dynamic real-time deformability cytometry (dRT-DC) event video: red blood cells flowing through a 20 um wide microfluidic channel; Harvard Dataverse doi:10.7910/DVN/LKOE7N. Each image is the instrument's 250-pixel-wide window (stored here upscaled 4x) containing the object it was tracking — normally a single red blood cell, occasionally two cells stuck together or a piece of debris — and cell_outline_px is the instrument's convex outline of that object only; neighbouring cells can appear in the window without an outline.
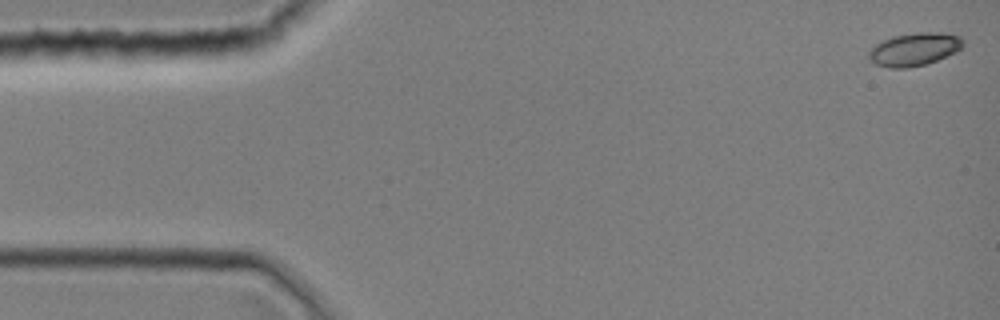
{"species": "common noctule bat (a hibernating species)", "species_latin": "Nyctalus noctula", "temperature_condition": "room temperature", "stored_images_in_passage": 6, "camera_frame_rate_fps": 3000, "um_per_image_px": 0.085, "animal": {"sex": "female", "body_mass_g": 19.0, "forearm_length_mm": 51.5}, "frame": {"image": 1, "passage_image": 1, "time_ms": 0.0, "image_size_px": [1000, 320], "cell_outline_px": [[964, 44], [956, 52], [936, 60], [924, 64], [908, 68], [888, 68], [876, 64], [868, 56], [868, 52], [876, 44], [892, 36], [916, 32], [940, 32], [960, 36], [964, 40]], "centroid_in_image_um": [77.73, 4.18], "position_along_channel_um": 7.3, "area_um2": 18.03}}